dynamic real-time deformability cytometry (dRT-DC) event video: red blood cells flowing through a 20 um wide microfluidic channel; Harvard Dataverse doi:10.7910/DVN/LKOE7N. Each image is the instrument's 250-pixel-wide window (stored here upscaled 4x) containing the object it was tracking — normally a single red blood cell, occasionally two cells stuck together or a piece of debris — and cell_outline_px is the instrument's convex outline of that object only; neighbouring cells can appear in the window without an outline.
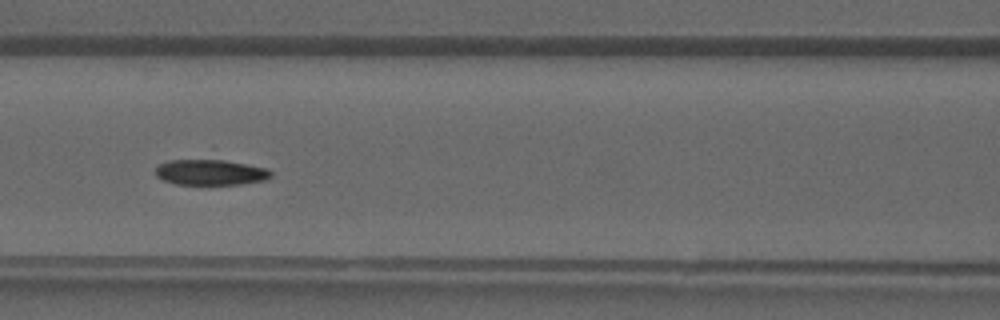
{"species": "common noctule bat (a hibernating species)", "species_latin": "Nyctalus noctula", "temperature_condition": "warm", "stored_images_in_passage": 29, "camera_frame_rate_fps": 3000, "um_per_image_px": 0.085, "animal": {"sex": "male", "forearm_length_mm": 52.5}, "frame": {"image": 1, "passage_image": 14, "time_ms": 4.333, "image_size_px": [1000, 320], "cell_outline_px": [[272, 176], [264, 180], [240, 184], [176, 184], [164, 180], [156, 176], [156, 168], [160, 164], [168, 160], [224, 160], [268, 168], [272, 172]], "centroid_in_image_um": [17.91, 14.64], "position_along_channel_um": 148.7, "area_um2": 17.05}}
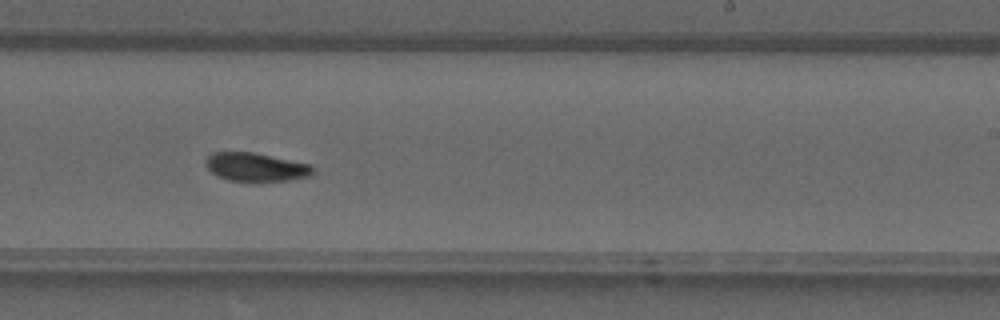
{"frame": {"image": 2, "passage_image": 21, "time_ms": 6.667, "image_size_px": [1000, 320], "cell_outline_px": [[312, 176], [288, 180], [252, 184], [228, 180], [212, 172], [208, 168], [208, 156], [212, 152], [252, 152], [312, 164]], "centroid_in_image_um": [21.8, 14.24], "position_along_channel_um": 267.2, "area_um2": 18.15}}
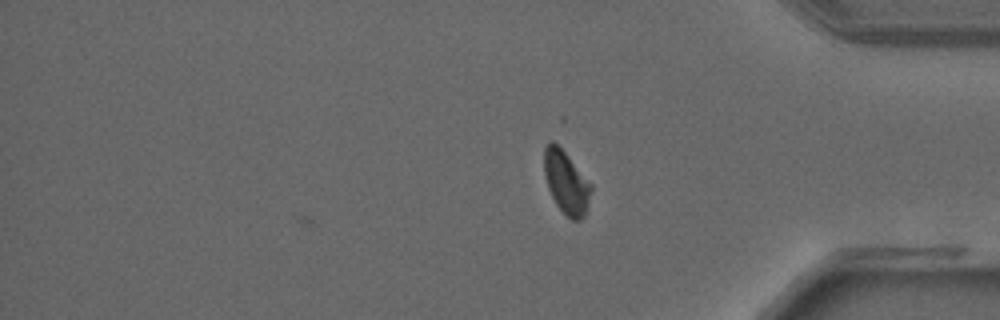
{"frame": {"image": 3, "passage_image": 29, "time_ms": 9.333, "image_size_px": [1000, 320], "cell_outline_px": [[592, 188], [588, 204], [584, 216], [580, 220], [572, 220], [556, 204], [548, 188], [544, 176], [544, 148], [548, 140], [552, 140], [564, 152], [592, 184]], "centroid_in_image_um": [48.11, 15.49], "position_along_channel_um": 387.1, "area_um2": 16.99}}